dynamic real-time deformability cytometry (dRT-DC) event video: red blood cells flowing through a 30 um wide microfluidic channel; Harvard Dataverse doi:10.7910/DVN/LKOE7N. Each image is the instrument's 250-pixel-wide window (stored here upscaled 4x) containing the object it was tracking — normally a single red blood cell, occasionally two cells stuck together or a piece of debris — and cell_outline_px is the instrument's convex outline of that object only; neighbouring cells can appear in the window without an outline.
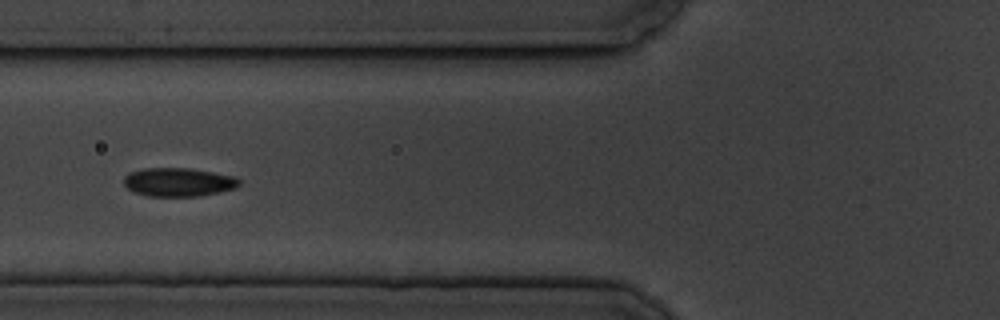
{"species": "common noctule bat (a hibernating species)", "species_latin": "Nyctalus noctula", "temperature_condition": "cold", "stored_images_in_passage": 9, "camera_frame_rate_fps": 3000, "um_per_image_px": 0.085, "animal": {"sex": "male", "body_mass_g": 19.5, "forearm_length_mm": 54.6}, "frame": {"image": 1, "passage_image": 6, "time_ms": 6.0, "image_size_px": [1000, 320], "cell_outline_px": [[240, 184], [236, 188], [220, 192], [200, 196], [148, 196], [132, 192], [124, 184], [124, 176], [128, 172], [144, 168], [188, 168], [236, 176], [240, 180]], "centroid_in_image_um": [15.16, 15.48], "position_along_channel_um": 110.6, "area_um2": 19.42}}
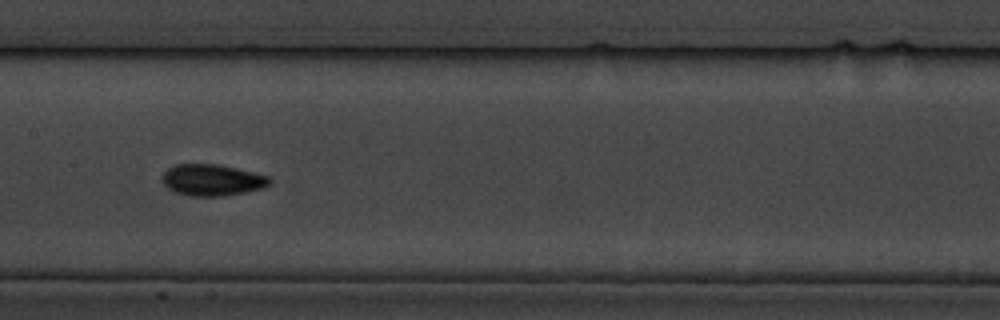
{"frame": {"image": 2, "passage_image": 8, "time_ms": 8.333, "image_size_px": [1000, 320], "cell_outline_px": [[272, 184], [264, 188], [224, 196], [192, 196], [176, 192], [168, 188], [164, 184], [164, 172], [168, 168], [176, 164], [220, 164], [272, 176]], "centroid_in_image_um": [18.12, 15.29], "position_along_channel_um": 189.3, "area_um2": 19.83}}
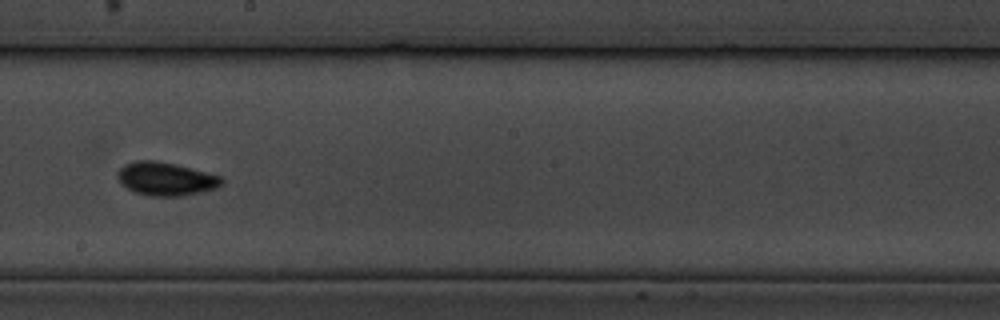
{"frame": {"image": 3, "passage_image": 9, "time_ms": 9.667, "image_size_px": [1000, 320], "cell_outline_px": [[224, 184], [216, 188], [204, 192], [184, 196], [148, 196], [132, 192], [120, 184], [116, 176], [116, 172], [124, 164], [136, 160], [156, 160], [176, 164], [224, 176]], "centroid_in_image_um": [14.1, 15.21], "position_along_channel_um": 234.1, "area_um2": 20.92}}